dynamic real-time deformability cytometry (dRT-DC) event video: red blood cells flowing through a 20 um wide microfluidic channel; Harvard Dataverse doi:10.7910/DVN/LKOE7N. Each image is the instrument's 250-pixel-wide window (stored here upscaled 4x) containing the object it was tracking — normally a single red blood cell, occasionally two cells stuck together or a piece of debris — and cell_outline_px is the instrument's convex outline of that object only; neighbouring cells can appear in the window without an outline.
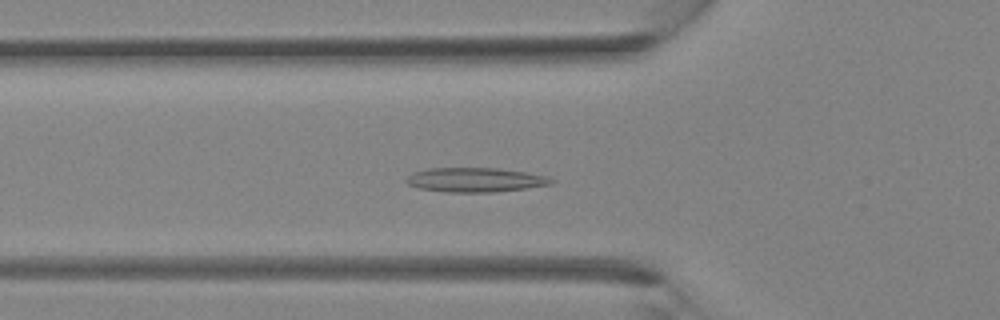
{"species": "Egyptian fruit bat (a non-hibernating species)", "species_latin": "Rousettus aegyptiacus", "temperature_condition": "room temperature", "stored_images_in_passage": 36, "camera_frame_rate_fps": 3000, "um_per_image_px": 0.085, "animal": {"sex": "female"}, "frame": {"image": 1, "passage_image": 12, "time_ms": 3.667, "image_size_px": [1000, 320], "cell_outline_px": [[556, 180], [552, 184], [524, 188], [492, 192], [448, 192], [420, 188], [408, 184], [404, 180], [412, 172], [428, 168], [496, 168], [524, 172], [548, 176]], "centroid_in_image_um": [40.39, 15.28], "position_along_channel_um": 85.4, "area_um2": 20.46}}
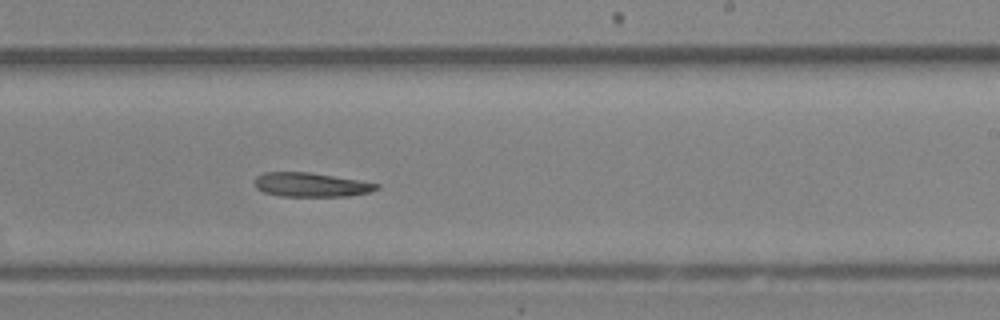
{"frame": {"image": 2, "passage_image": 22, "time_ms": 7.0, "image_size_px": [1000, 320], "cell_outline_px": [[380, 188], [368, 192], [348, 196], [280, 196], [264, 192], [256, 188], [252, 180], [256, 176], [264, 172], [308, 172], [380, 184]], "centroid_in_image_um": [26.37, 15.7], "position_along_channel_um": 262.6, "area_um2": 17.05}}
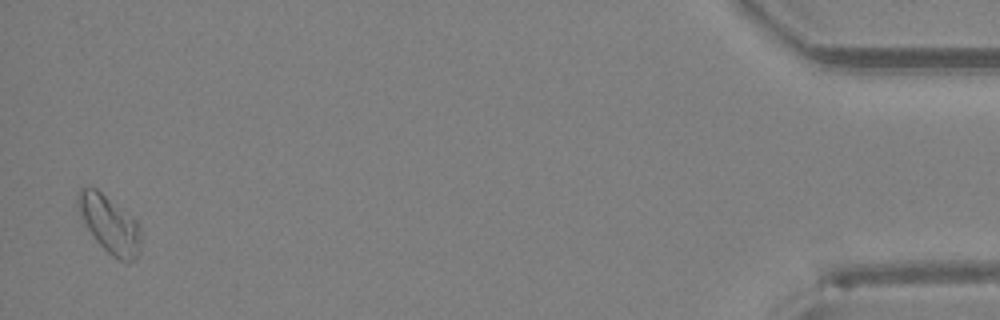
{"frame": {"image": 3, "passage_image": 36, "time_ms": 11.667, "image_size_px": [1000, 320], "cell_outline_px": [[140, 252], [136, 260], [128, 264], [112, 256], [96, 240], [84, 224], [80, 216], [76, 204], [76, 192], [80, 188], [96, 188], [136, 220], [140, 228]], "centroid_in_image_um": [9.3, 19.09], "position_along_channel_um": 425.9, "area_um2": 21.15}}